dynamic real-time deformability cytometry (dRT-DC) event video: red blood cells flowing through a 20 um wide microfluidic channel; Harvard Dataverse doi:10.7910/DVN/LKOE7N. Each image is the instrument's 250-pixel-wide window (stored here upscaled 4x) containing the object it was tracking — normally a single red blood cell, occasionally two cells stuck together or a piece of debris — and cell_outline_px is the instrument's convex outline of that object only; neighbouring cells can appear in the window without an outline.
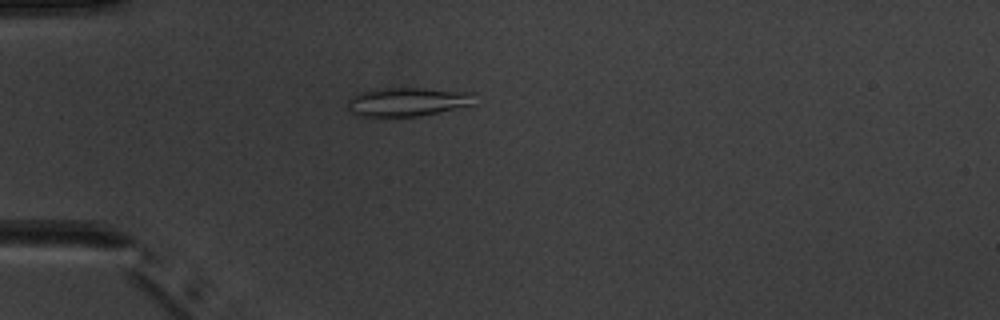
{"species": "common noctule bat (a hibernating species)", "species_latin": "Nyctalus noctula", "temperature_condition": "warm", "stored_images_in_passage": 1, "camera_frame_rate_fps": 3000, "um_per_image_px": 0.085, "animal": {"sex": "male", "body_mass_g": 20.1, "forearm_length_mm": 53.5}, "frame": {"image": 1, "passage_image": 1, "time_ms": 0.0, "image_size_px": [1000, 320], "cell_outline_px": [[476, 104], [472, 108], [420, 116], [372, 120], [360, 116], [352, 112], [348, 108], [348, 100], [356, 92], [372, 88], [424, 88], [476, 92]], "centroid_in_image_um": [34.71, 8.7], "position_along_channel_um": 50.3, "area_um2": 23.24}}